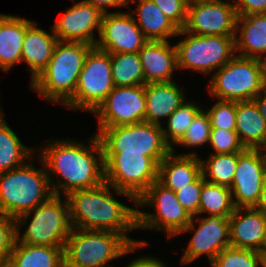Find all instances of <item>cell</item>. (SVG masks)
Wrapping results in <instances>:
<instances>
[{
	"label": "cell",
	"mask_w": 266,
	"mask_h": 267,
	"mask_svg": "<svg viewBox=\"0 0 266 267\" xmlns=\"http://www.w3.org/2000/svg\"><path fill=\"white\" fill-rule=\"evenodd\" d=\"M234 39L236 55L266 62V14L238 16Z\"/></svg>",
	"instance_id": "cb8c5ba5"
},
{
	"label": "cell",
	"mask_w": 266,
	"mask_h": 267,
	"mask_svg": "<svg viewBox=\"0 0 266 267\" xmlns=\"http://www.w3.org/2000/svg\"><path fill=\"white\" fill-rule=\"evenodd\" d=\"M238 14L232 2L188 3L184 32L199 36H235Z\"/></svg>",
	"instance_id": "9a60e30c"
},
{
	"label": "cell",
	"mask_w": 266,
	"mask_h": 267,
	"mask_svg": "<svg viewBox=\"0 0 266 267\" xmlns=\"http://www.w3.org/2000/svg\"><path fill=\"white\" fill-rule=\"evenodd\" d=\"M64 248L15 242L6 267H64Z\"/></svg>",
	"instance_id": "83f0119b"
},
{
	"label": "cell",
	"mask_w": 266,
	"mask_h": 267,
	"mask_svg": "<svg viewBox=\"0 0 266 267\" xmlns=\"http://www.w3.org/2000/svg\"><path fill=\"white\" fill-rule=\"evenodd\" d=\"M41 169L30 161L13 170L0 172V213L16 219L33 210L53 194L45 165L41 158Z\"/></svg>",
	"instance_id": "277c9868"
},
{
	"label": "cell",
	"mask_w": 266,
	"mask_h": 267,
	"mask_svg": "<svg viewBox=\"0 0 266 267\" xmlns=\"http://www.w3.org/2000/svg\"><path fill=\"white\" fill-rule=\"evenodd\" d=\"M238 16L266 14V0H233Z\"/></svg>",
	"instance_id": "60d3db41"
},
{
	"label": "cell",
	"mask_w": 266,
	"mask_h": 267,
	"mask_svg": "<svg viewBox=\"0 0 266 267\" xmlns=\"http://www.w3.org/2000/svg\"><path fill=\"white\" fill-rule=\"evenodd\" d=\"M4 114V112L0 108V117Z\"/></svg>",
	"instance_id": "7dc6e473"
},
{
	"label": "cell",
	"mask_w": 266,
	"mask_h": 267,
	"mask_svg": "<svg viewBox=\"0 0 266 267\" xmlns=\"http://www.w3.org/2000/svg\"><path fill=\"white\" fill-rule=\"evenodd\" d=\"M236 207L230 188L205 181L202 185L199 215L208 213L229 218Z\"/></svg>",
	"instance_id": "4dcf8cb0"
},
{
	"label": "cell",
	"mask_w": 266,
	"mask_h": 267,
	"mask_svg": "<svg viewBox=\"0 0 266 267\" xmlns=\"http://www.w3.org/2000/svg\"><path fill=\"white\" fill-rule=\"evenodd\" d=\"M206 112L210 118L211 128L236 130V101L218 99Z\"/></svg>",
	"instance_id": "d590c367"
},
{
	"label": "cell",
	"mask_w": 266,
	"mask_h": 267,
	"mask_svg": "<svg viewBox=\"0 0 266 267\" xmlns=\"http://www.w3.org/2000/svg\"><path fill=\"white\" fill-rule=\"evenodd\" d=\"M260 111V114L265 119L266 122V89L260 93L257 97L253 99Z\"/></svg>",
	"instance_id": "ee69618b"
},
{
	"label": "cell",
	"mask_w": 266,
	"mask_h": 267,
	"mask_svg": "<svg viewBox=\"0 0 266 267\" xmlns=\"http://www.w3.org/2000/svg\"><path fill=\"white\" fill-rule=\"evenodd\" d=\"M229 233L232 247L265 254L266 215L260 210L254 207L236 208L229 217Z\"/></svg>",
	"instance_id": "d6986e66"
},
{
	"label": "cell",
	"mask_w": 266,
	"mask_h": 267,
	"mask_svg": "<svg viewBox=\"0 0 266 267\" xmlns=\"http://www.w3.org/2000/svg\"><path fill=\"white\" fill-rule=\"evenodd\" d=\"M145 85L114 86L105 100L93 112L99 128L130 125L145 121Z\"/></svg>",
	"instance_id": "5bb4252c"
},
{
	"label": "cell",
	"mask_w": 266,
	"mask_h": 267,
	"mask_svg": "<svg viewBox=\"0 0 266 267\" xmlns=\"http://www.w3.org/2000/svg\"><path fill=\"white\" fill-rule=\"evenodd\" d=\"M221 0H188L189 3H199V2H217Z\"/></svg>",
	"instance_id": "bcb514c9"
},
{
	"label": "cell",
	"mask_w": 266,
	"mask_h": 267,
	"mask_svg": "<svg viewBox=\"0 0 266 267\" xmlns=\"http://www.w3.org/2000/svg\"><path fill=\"white\" fill-rule=\"evenodd\" d=\"M61 196L52 195L44 203L15 219L16 240L18 242L30 245L65 247L73 227L70 220L68 199ZM29 219L31 220L30 223L27 221ZM27 224L25 232L21 233L20 227Z\"/></svg>",
	"instance_id": "5b68a950"
},
{
	"label": "cell",
	"mask_w": 266,
	"mask_h": 267,
	"mask_svg": "<svg viewBox=\"0 0 266 267\" xmlns=\"http://www.w3.org/2000/svg\"><path fill=\"white\" fill-rule=\"evenodd\" d=\"M204 182V176L201 174L194 182L175 191L178 201L191 217L199 215L200 195Z\"/></svg>",
	"instance_id": "74e56055"
},
{
	"label": "cell",
	"mask_w": 266,
	"mask_h": 267,
	"mask_svg": "<svg viewBox=\"0 0 266 267\" xmlns=\"http://www.w3.org/2000/svg\"><path fill=\"white\" fill-rule=\"evenodd\" d=\"M125 267H166L163 261L152 256L137 257Z\"/></svg>",
	"instance_id": "7bdbcfd3"
},
{
	"label": "cell",
	"mask_w": 266,
	"mask_h": 267,
	"mask_svg": "<svg viewBox=\"0 0 266 267\" xmlns=\"http://www.w3.org/2000/svg\"><path fill=\"white\" fill-rule=\"evenodd\" d=\"M239 154L240 153H211L207 161L201 159L202 174L205 181L230 188L237 168Z\"/></svg>",
	"instance_id": "1f68e13d"
},
{
	"label": "cell",
	"mask_w": 266,
	"mask_h": 267,
	"mask_svg": "<svg viewBox=\"0 0 266 267\" xmlns=\"http://www.w3.org/2000/svg\"><path fill=\"white\" fill-rule=\"evenodd\" d=\"M187 35L175 44L177 68L189 69L209 75L227 64L236 54L235 36H199L179 30Z\"/></svg>",
	"instance_id": "30bf717a"
},
{
	"label": "cell",
	"mask_w": 266,
	"mask_h": 267,
	"mask_svg": "<svg viewBox=\"0 0 266 267\" xmlns=\"http://www.w3.org/2000/svg\"><path fill=\"white\" fill-rule=\"evenodd\" d=\"M264 255H265L264 267H266V254H264Z\"/></svg>",
	"instance_id": "c3c4849f"
},
{
	"label": "cell",
	"mask_w": 266,
	"mask_h": 267,
	"mask_svg": "<svg viewBox=\"0 0 266 267\" xmlns=\"http://www.w3.org/2000/svg\"><path fill=\"white\" fill-rule=\"evenodd\" d=\"M107 182L97 187L71 192L67 195L70 220L73 228L112 231L122 235L132 246L147 245L144 240H134L127 232L137 229V209L123 205Z\"/></svg>",
	"instance_id": "7a4b0ae2"
},
{
	"label": "cell",
	"mask_w": 266,
	"mask_h": 267,
	"mask_svg": "<svg viewBox=\"0 0 266 267\" xmlns=\"http://www.w3.org/2000/svg\"><path fill=\"white\" fill-rule=\"evenodd\" d=\"M145 84L171 82L177 68V50L169 41L148 40L139 50Z\"/></svg>",
	"instance_id": "ffe728a7"
},
{
	"label": "cell",
	"mask_w": 266,
	"mask_h": 267,
	"mask_svg": "<svg viewBox=\"0 0 266 267\" xmlns=\"http://www.w3.org/2000/svg\"><path fill=\"white\" fill-rule=\"evenodd\" d=\"M164 15L182 30L187 19L188 0H152Z\"/></svg>",
	"instance_id": "ab89813d"
},
{
	"label": "cell",
	"mask_w": 266,
	"mask_h": 267,
	"mask_svg": "<svg viewBox=\"0 0 266 267\" xmlns=\"http://www.w3.org/2000/svg\"><path fill=\"white\" fill-rule=\"evenodd\" d=\"M94 46L58 41L47 67L30 87L52 103L62 106L74 95L87 54Z\"/></svg>",
	"instance_id": "3957f363"
},
{
	"label": "cell",
	"mask_w": 266,
	"mask_h": 267,
	"mask_svg": "<svg viewBox=\"0 0 266 267\" xmlns=\"http://www.w3.org/2000/svg\"><path fill=\"white\" fill-rule=\"evenodd\" d=\"M266 179V150L245 148L238 155L230 187L236 208L254 207Z\"/></svg>",
	"instance_id": "2e32d148"
},
{
	"label": "cell",
	"mask_w": 266,
	"mask_h": 267,
	"mask_svg": "<svg viewBox=\"0 0 266 267\" xmlns=\"http://www.w3.org/2000/svg\"><path fill=\"white\" fill-rule=\"evenodd\" d=\"M85 3L91 4L95 8H98L103 14L111 13L108 11V7H126L128 6V0H81Z\"/></svg>",
	"instance_id": "b9f144b4"
},
{
	"label": "cell",
	"mask_w": 266,
	"mask_h": 267,
	"mask_svg": "<svg viewBox=\"0 0 266 267\" xmlns=\"http://www.w3.org/2000/svg\"><path fill=\"white\" fill-rule=\"evenodd\" d=\"M163 126L146 121L130 125L99 128L103 154H141L157 165L172 151L165 142Z\"/></svg>",
	"instance_id": "ba28073f"
},
{
	"label": "cell",
	"mask_w": 266,
	"mask_h": 267,
	"mask_svg": "<svg viewBox=\"0 0 266 267\" xmlns=\"http://www.w3.org/2000/svg\"><path fill=\"white\" fill-rule=\"evenodd\" d=\"M114 86L145 85L139 53H110Z\"/></svg>",
	"instance_id": "f546056e"
},
{
	"label": "cell",
	"mask_w": 266,
	"mask_h": 267,
	"mask_svg": "<svg viewBox=\"0 0 266 267\" xmlns=\"http://www.w3.org/2000/svg\"><path fill=\"white\" fill-rule=\"evenodd\" d=\"M26 18L0 13V68L6 72L21 63Z\"/></svg>",
	"instance_id": "4316f807"
},
{
	"label": "cell",
	"mask_w": 266,
	"mask_h": 267,
	"mask_svg": "<svg viewBox=\"0 0 266 267\" xmlns=\"http://www.w3.org/2000/svg\"><path fill=\"white\" fill-rule=\"evenodd\" d=\"M208 83L212 97L228 101H250L266 89V63L235 55L213 73Z\"/></svg>",
	"instance_id": "52a82bcc"
},
{
	"label": "cell",
	"mask_w": 266,
	"mask_h": 267,
	"mask_svg": "<svg viewBox=\"0 0 266 267\" xmlns=\"http://www.w3.org/2000/svg\"><path fill=\"white\" fill-rule=\"evenodd\" d=\"M105 182L114 193L128 197L137 206V199L158 180V165L141 154H103Z\"/></svg>",
	"instance_id": "9c48e42d"
},
{
	"label": "cell",
	"mask_w": 266,
	"mask_h": 267,
	"mask_svg": "<svg viewBox=\"0 0 266 267\" xmlns=\"http://www.w3.org/2000/svg\"><path fill=\"white\" fill-rule=\"evenodd\" d=\"M52 141L45 143L39 157L54 195H61L62 190L66 197L71 192L94 188L105 181L103 147L97 134L87 139L91 146L69 138ZM52 175L57 177V182Z\"/></svg>",
	"instance_id": "6da1fadb"
},
{
	"label": "cell",
	"mask_w": 266,
	"mask_h": 267,
	"mask_svg": "<svg viewBox=\"0 0 266 267\" xmlns=\"http://www.w3.org/2000/svg\"><path fill=\"white\" fill-rule=\"evenodd\" d=\"M113 88L110 53L94 46L86 56L74 95L63 106L93 113Z\"/></svg>",
	"instance_id": "7c38bea8"
},
{
	"label": "cell",
	"mask_w": 266,
	"mask_h": 267,
	"mask_svg": "<svg viewBox=\"0 0 266 267\" xmlns=\"http://www.w3.org/2000/svg\"><path fill=\"white\" fill-rule=\"evenodd\" d=\"M195 223L199 224L198 227ZM188 231H194V234L184 249L185 253L180 262L182 265L190 264L204 254H207L208 261L211 263L223 249L231 246L229 218L218 215L194 216L181 233Z\"/></svg>",
	"instance_id": "4fadbf2b"
},
{
	"label": "cell",
	"mask_w": 266,
	"mask_h": 267,
	"mask_svg": "<svg viewBox=\"0 0 266 267\" xmlns=\"http://www.w3.org/2000/svg\"><path fill=\"white\" fill-rule=\"evenodd\" d=\"M34 150L35 148L23 145L2 115L0 117V172L24 165L25 160L31 159Z\"/></svg>",
	"instance_id": "f1b7e54d"
},
{
	"label": "cell",
	"mask_w": 266,
	"mask_h": 267,
	"mask_svg": "<svg viewBox=\"0 0 266 267\" xmlns=\"http://www.w3.org/2000/svg\"><path fill=\"white\" fill-rule=\"evenodd\" d=\"M151 206L155 213L137 210V228L155 229L174 237L189 225L192 217L180 204L176 193L156 180L138 199L136 208Z\"/></svg>",
	"instance_id": "8fae6325"
},
{
	"label": "cell",
	"mask_w": 266,
	"mask_h": 267,
	"mask_svg": "<svg viewBox=\"0 0 266 267\" xmlns=\"http://www.w3.org/2000/svg\"><path fill=\"white\" fill-rule=\"evenodd\" d=\"M103 13L83 1L75 2L53 24L52 30L60 42H82L95 46V29L100 33Z\"/></svg>",
	"instance_id": "ac0fdd59"
},
{
	"label": "cell",
	"mask_w": 266,
	"mask_h": 267,
	"mask_svg": "<svg viewBox=\"0 0 266 267\" xmlns=\"http://www.w3.org/2000/svg\"><path fill=\"white\" fill-rule=\"evenodd\" d=\"M265 255L259 251L229 246L210 263L211 267H264Z\"/></svg>",
	"instance_id": "836d02e7"
},
{
	"label": "cell",
	"mask_w": 266,
	"mask_h": 267,
	"mask_svg": "<svg viewBox=\"0 0 266 267\" xmlns=\"http://www.w3.org/2000/svg\"><path fill=\"white\" fill-rule=\"evenodd\" d=\"M257 210H260L266 215V179L263 183L258 202L254 206Z\"/></svg>",
	"instance_id": "f6af8a7d"
},
{
	"label": "cell",
	"mask_w": 266,
	"mask_h": 267,
	"mask_svg": "<svg viewBox=\"0 0 266 267\" xmlns=\"http://www.w3.org/2000/svg\"><path fill=\"white\" fill-rule=\"evenodd\" d=\"M15 239V219L0 213V267L7 266Z\"/></svg>",
	"instance_id": "f35d334b"
},
{
	"label": "cell",
	"mask_w": 266,
	"mask_h": 267,
	"mask_svg": "<svg viewBox=\"0 0 266 267\" xmlns=\"http://www.w3.org/2000/svg\"><path fill=\"white\" fill-rule=\"evenodd\" d=\"M187 101L182 103L166 120L167 127H162L165 142L171 148H173V144L176 145L182 139L196 115L202 110L197 103Z\"/></svg>",
	"instance_id": "d6a6232c"
},
{
	"label": "cell",
	"mask_w": 266,
	"mask_h": 267,
	"mask_svg": "<svg viewBox=\"0 0 266 267\" xmlns=\"http://www.w3.org/2000/svg\"><path fill=\"white\" fill-rule=\"evenodd\" d=\"M136 1H138L136 10L130 13L148 40L168 41V38L178 36L179 29L152 0H128L127 8L130 9L129 4ZM135 15H138V19Z\"/></svg>",
	"instance_id": "484cf974"
},
{
	"label": "cell",
	"mask_w": 266,
	"mask_h": 267,
	"mask_svg": "<svg viewBox=\"0 0 266 267\" xmlns=\"http://www.w3.org/2000/svg\"><path fill=\"white\" fill-rule=\"evenodd\" d=\"M209 145L215 150L214 154L241 153L245 149L236 131L219 128H211Z\"/></svg>",
	"instance_id": "8d00e7d4"
},
{
	"label": "cell",
	"mask_w": 266,
	"mask_h": 267,
	"mask_svg": "<svg viewBox=\"0 0 266 267\" xmlns=\"http://www.w3.org/2000/svg\"><path fill=\"white\" fill-rule=\"evenodd\" d=\"M211 123L206 110L202 109L194 118L185 135L176 144L184 147H199L209 143Z\"/></svg>",
	"instance_id": "e575fe53"
},
{
	"label": "cell",
	"mask_w": 266,
	"mask_h": 267,
	"mask_svg": "<svg viewBox=\"0 0 266 267\" xmlns=\"http://www.w3.org/2000/svg\"><path fill=\"white\" fill-rule=\"evenodd\" d=\"M175 149L158 164V181L172 191L180 190L202 174L201 158L196 152L176 154Z\"/></svg>",
	"instance_id": "7402d4cb"
},
{
	"label": "cell",
	"mask_w": 266,
	"mask_h": 267,
	"mask_svg": "<svg viewBox=\"0 0 266 267\" xmlns=\"http://www.w3.org/2000/svg\"><path fill=\"white\" fill-rule=\"evenodd\" d=\"M145 98V121L160 126L187 100L175 81L145 84Z\"/></svg>",
	"instance_id": "603a6c76"
},
{
	"label": "cell",
	"mask_w": 266,
	"mask_h": 267,
	"mask_svg": "<svg viewBox=\"0 0 266 267\" xmlns=\"http://www.w3.org/2000/svg\"><path fill=\"white\" fill-rule=\"evenodd\" d=\"M95 47L108 53H138L148 39L130 11L103 14Z\"/></svg>",
	"instance_id": "e0dca14e"
},
{
	"label": "cell",
	"mask_w": 266,
	"mask_h": 267,
	"mask_svg": "<svg viewBox=\"0 0 266 267\" xmlns=\"http://www.w3.org/2000/svg\"><path fill=\"white\" fill-rule=\"evenodd\" d=\"M37 27V22L26 19L21 63H27L31 72V83L47 67L55 46L59 41L54 34Z\"/></svg>",
	"instance_id": "44dd1931"
},
{
	"label": "cell",
	"mask_w": 266,
	"mask_h": 267,
	"mask_svg": "<svg viewBox=\"0 0 266 267\" xmlns=\"http://www.w3.org/2000/svg\"><path fill=\"white\" fill-rule=\"evenodd\" d=\"M146 245H131L112 231L73 228L64 248V267H106V263Z\"/></svg>",
	"instance_id": "8992f818"
},
{
	"label": "cell",
	"mask_w": 266,
	"mask_h": 267,
	"mask_svg": "<svg viewBox=\"0 0 266 267\" xmlns=\"http://www.w3.org/2000/svg\"><path fill=\"white\" fill-rule=\"evenodd\" d=\"M244 148L266 150V122L254 100L236 101V130Z\"/></svg>",
	"instance_id": "d4e9b609"
}]
</instances>
